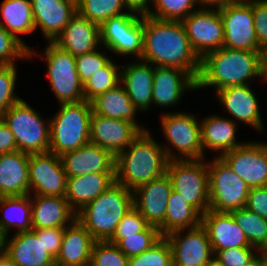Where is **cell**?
Wrapping results in <instances>:
<instances>
[{
	"label": "cell",
	"mask_w": 267,
	"mask_h": 266,
	"mask_svg": "<svg viewBox=\"0 0 267 266\" xmlns=\"http://www.w3.org/2000/svg\"><path fill=\"white\" fill-rule=\"evenodd\" d=\"M92 112L111 119L127 120L135 124L141 131L148 130L139 125L136 112L139 110L130 100L125 88L120 83L116 87L97 96L91 102ZM136 119V120H135Z\"/></svg>",
	"instance_id": "obj_32"
},
{
	"label": "cell",
	"mask_w": 267,
	"mask_h": 266,
	"mask_svg": "<svg viewBox=\"0 0 267 266\" xmlns=\"http://www.w3.org/2000/svg\"><path fill=\"white\" fill-rule=\"evenodd\" d=\"M65 227L43 229V244L45 250L56 259L62 244Z\"/></svg>",
	"instance_id": "obj_50"
},
{
	"label": "cell",
	"mask_w": 267,
	"mask_h": 266,
	"mask_svg": "<svg viewBox=\"0 0 267 266\" xmlns=\"http://www.w3.org/2000/svg\"><path fill=\"white\" fill-rule=\"evenodd\" d=\"M262 78L261 52L221 47L201 59L197 90L214 87L215 92L229 86L249 85Z\"/></svg>",
	"instance_id": "obj_2"
},
{
	"label": "cell",
	"mask_w": 267,
	"mask_h": 266,
	"mask_svg": "<svg viewBox=\"0 0 267 266\" xmlns=\"http://www.w3.org/2000/svg\"><path fill=\"white\" fill-rule=\"evenodd\" d=\"M213 253L214 261L221 266H248L260 255L255 247H234Z\"/></svg>",
	"instance_id": "obj_45"
},
{
	"label": "cell",
	"mask_w": 267,
	"mask_h": 266,
	"mask_svg": "<svg viewBox=\"0 0 267 266\" xmlns=\"http://www.w3.org/2000/svg\"><path fill=\"white\" fill-rule=\"evenodd\" d=\"M248 266H266V262L260 254L250 265Z\"/></svg>",
	"instance_id": "obj_56"
},
{
	"label": "cell",
	"mask_w": 267,
	"mask_h": 266,
	"mask_svg": "<svg viewBox=\"0 0 267 266\" xmlns=\"http://www.w3.org/2000/svg\"><path fill=\"white\" fill-rule=\"evenodd\" d=\"M128 12L138 14L140 16H148L152 8L154 0H123ZM152 1V2H151Z\"/></svg>",
	"instance_id": "obj_52"
},
{
	"label": "cell",
	"mask_w": 267,
	"mask_h": 266,
	"mask_svg": "<svg viewBox=\"0 0 267 266\" xmlns=\"http://www.w3.org/2000/svg\"><path fill=\"white\" fill-rule=\"evenodd\" d=\"M218 9L224 27L223 47L262 51L254 28L252 0H236Z\"/></svg>",
	"instance_id": "obj_12"
},
{
	"label": "cell",
	"mask_w": 267,
	"mask_h": 266,
	"mask_svg": "<svg viewBox=\"0 0 267 266\" xmlns=\"http://www.w3.org/2000/svg\"><path fill=\"white\" fill-rule=\"evenodd\" d=\"M95 241L90 232L76 219L65 227L55 266H90Z\"/></svg>",
	"instance_id": "obj_26"
},
{
	"label": "cell",
	"mask_w": 267,
	"mask_h": 266,
	"mask_svg": "<svg viewBox=\"0 0 267 266\" xmlns=\"http://www.w3.org/2000/svg\"><path fill=\"white\" fill-rule=\"evenodd\" d=\"M99 49L95 51L78 55L75 57L76 69L78 77L84 83L87 79L93 76L98 70L105 67L112 59L108 58L103 51ZM100 51V52H99Z\"/></svg>",
	"instance_id": "obj_47"
},
{
	"label": "cell",
	"mask_w": 267,
	"mask_h": 266,
	"mask_svg": "<svg viewBox=\"0 0 267 266\" xmlns=\"http://www.w3.org/2000/svg\"><path fill=\"white\" fill-rule=\"evenodd\" d=\"M236 0H197L201 7L218 8Z\"/></svg>",
	"instance_id": "obj_53"
},
{
	"label": "cell",
	"mask_w": 267,
	"mask_h": 266,
	"mask_svg": "<svg viewBox=\"0 0 267 266\" xmlns=\"http://www.w3.org/2000/svg\"><path fill=\"white\" fill-rule=\"evenodd\" d=\"M261 61H262V74H263L265 81H267V45H265L262 48Z\"/></svg>",
	"instance_id": "obj_54"
},
{
	"label": "cell",
	"mask_w": 267,
	"mask_h": 266,
	"mask_svg": "<svg viewBox=\"0 0 267 266\" xmlns=\"http://www.w3.org/2000/svg\"><path fill=\"white\" fill-rule=\"evenodd\" d=\"M193 50L202 59L223 47L224 27L218 8L200 7L182 20Z\"/></svg>",
	"instance_id": "obj_13"
},
{
	"label": "cell",
	"mask_w": 267,
	"mask_h": 266,
	"mask_svg": "<svg viewBox=\"0 0 267 266\" xmlns=\"http://www.w3.org/2000/svg\"><path fill=\"white\" fill-rule=\"evenodd\" d=\"M249 188L267 186V146L265 142H247L220 156Z\"/></svg>",
	"instance_id": "obj_16"
},
{
	"label": "cell",
	"mask_w": 267,
	"mask_h": 266,
	"mask_svg": "<svg viewBox=\"0 0 267 266\" xmlns=\"http://www.w3.org/2000/svg\"><path fill=\"white\" fill-rule=\"evenodd\" d=\"M209 209L230 212L246 206L249 187L219 156L207 161Z\"/></svg>",
	"instance_id": "obj_10"
},
{
	"label": "cell",
	"mask_w": 267,
	"mask_h": 266,
	"mask_svg": "<svg viewBox=\"0 0 267 266\" xmlns=\"http://www.w3.org/2000/svg\"><path fill=\"white\" fill-rule=\"evenodd\" d=\"M32 229L67 227L76 220V212L65 197L30 195Z\"/></svg>",
	"instance_id": "obj_27"
},
{
	"label": "cell",
	"mask_w": 267,
	"mask_h": 266,
	"mask_svg": "<svg viewBox=\"0 0 267 266\" xmlns=\"http://www.w3.org/2000/svg\"><path fill=\"white\" fill-rule=\"evenodd\" d=\"M122 67L120 83L139 111L146 112L152 105L153 65L138 59Z\"/></svg>",
	"instance_id": "obj_28"
},
{
	"label": "cell",
	"mask_w": 267,
	"mask_h": 266,
	"mask_svg": "<svg viewBox=\"0 0 267 266\" xmlns=\"http://www.w3.org/2000/svg\"><path fill=\"white\" fill-rule=\"evenodd\" d=\"M42 117L23 99L4 113L2 120L13 133L18 151L27 154L49 152L50 120L45 122Z\"/></svg>",
	"instance_id": "obj_6"
},
{
	"label": "cell",
	"mask_w": 267,
	"mask_h": 266,
	"mask_svg": "<svg viewBox=\"0 0 267 266\" xmlns=\"http://www.w3.org/2000/svg\"><path fill=\"white\" fill-rule=\"evenodd\" d=\"M201 224L208 233L212 250L252 247L230 212L209 209L202 215Z\"/></svg>",
	"instance_id": "obj_25"
},
{
	"label": "cell",
	"mask_w": 267,
	"mask_h": 266,
	"mask_svg": "<svg viewBox=\"0 0 267 266\" xmlns=\"http://www.w3.org/2000/svg\"><path fill=\"white\" fill-rule=\"evenodd\" d=\"M133 207V191L114 182L76 213V219L96 241L109 240L118 223Z\"/></svg>",
	"instance_id": "obj_4"
},
{
	"label": "cell",
	"mask_w": 267,
	"mask_h": 266,
	"mask_svg": "<svg viewBox=\"0 0 267 266\" xmlns=\"http://www.w3.org/2000/svg\"><path fill=\"white\" fill-rule=\"evenodd\" d=\"M42 60L47 63V77L59 103H77L85 100L83 83L78 77L75 56L48 41Z\"/></svg>",
	"instance_id": "obj_9"
},
{
	"label": "cell",
	"mask_w": 267,
	"mask_h": 266,
	"mask_svg": "<svg viewBox=\"0 0 267 266\" xmlns=\"http://www.w3.org/2000/svg\"><path fill=\"white\" fill-rule=\"evenodd\" d=\"M3 252L15 266H55V259L43 244V229L3 237Z\"/></svg>",
	"instance_id": "obj_18"
},
{
	"label": "cell",
	"mask_w": 267,
	"mask_h": 266,
	"mask_svg": "<svg viewBox=\"0 0 267 266\" xmlns=\"http://www.w3.org/2000/svg\"><path fill=\"white\" fill-rule=\"evenodd\" d=\"M52 42L75 57L95 51L101 44L99 25L76 12Z\"/></svg>",
	"instance_id": "obj_24"
},
{
	"label": "cell",
	"mask_w": 267,
	"mask_h": 266,
	"mask_svg": "<svg viewBox=\"0 0 267 266\" xmlns=\"http://www.w3.org/2000/svg\"><path fill=\"white\" fill-rule=\"evenodd\" d=\"M29 156L21 151L0 155V197L30 194Z\"/></svg>",
	"instance_id": "obj_30"
},
{
	"label": "cell",
	"mask_w": 267,
	"mask_h": 266,
	"mask_svg": "<svg viewBox=\"0 0 267 266\" xmlns=\"http://www.w3.org/2000/svg\"><path fill=\"white\" fill-rule=\"evenodd\" d=\"M165 237L171 246L173 266H208L214 260L211 242L202 224Z\"/></svg>",
	"instance_id": "obj_14"
},
{
	"label": "cell",
	"mask_w": 267,
	"mask_h": 266,
	"mask_svg": "<svg viewBox=\"0 0 267 266\" xmlns=\"http://www.w3.org/2000/svg\"><path fill=\"white\" fill-rule=\"evenodd\" d=\"M115 182V173H89L67 177L65 198L77 213Z\"/></svg>",
	"instance_id": "obj_31"
},
{
	"label": "cell",
	"mask_w": 267,
	"mask_h": 266,
	"mask_svg": "<svg viewBox=\"0 0 267 266\" xmlns=\"http://www.w3.org/2000/svg\"><path fill=\"white\" fill-rule=\"evenodd\" d=\"M17 82V69L15 64L0 65V119L13 104L22 98L14 93Z\"/></svg>",
	"instance_id": "obj_43"
},
{
	"label": "cell",
	"mask_w": 267,
	"mask_h": 266,
	"mask_svg": "<svg viewBox=\"0 0 267 266\" xmlns=\"http://www.w3.org/2000/svg\"><path fill=\"white\" fill-rule=\"evenodd\" d=\"M254 28L261 48L267 45V0H252Z\"/></svg>",
	"instance_id": "obj_48"
},
{
	"label": "cell",
	"mask_w": 267,
	"mask_h": 266,
	"mask_svg": "<svg viewBox=\"0 0 267 266\" xmlns=\"http://www.w3.org/2000/svg\"><path fill=\"white\" fill-rule=\"evenodd\" d=\"M101 46L111 53L141 59L143 54V16L123 13L99 26Z\"/></svg>",
	"instance_id": "obj_11"
},
{
	"label": "cell",
	"mask_w": 267,
	"mask_h": 266,
	"mask_svg": "<svg viewBox=\"0 0 267 266\" xmlns=\"http://www.w3.org/2000/svg\"><path fill=\"white\" fill-rule=\"evenodd\" d=\"M172 184L167 173L143 184L133 191V206L164 236V219Z\"/></svg>",
	"instance_id": "obj_17"
},
{
	"label": "cell",
	"mask_w": 267,
	"mask_h": 266,
	"mask_svg": "<svg viewBox=\"0 0 267 266\" xmlns=\"http://www.w3.org/2000/svg\"><path fill=\"white\" fill-rule=\"evenodd\" d=\"M0 266H15L10 258L4 253H0Z\"/></svg>",
	"instance_id": "obj_55"
},
{
	"label": "cell",
	"mask_w": 267,
	"mask_h": 266,
	"mask_svg": "<svg viewBox=\"0 0 267 266\" xmlns=\"http://www.w3.org/2000/svg\"><path fill=\"white\" fill-rule=\"evenodd\" d=\"M67 177L89 173H115V156L91 142L60 156Z\"/></svg>",
	"instance_id": "obj_21"
},
{
	"label": "cell",
	"mask_w": 267,
	"mask_h": 266,
	"mask_svg": "<svg viewBox=\"0 0 267 266\" xmlns=\"http://www.w3.org/2000/svg\"><path fill=\"white\" fill-rule=\"evenodd\" d=\"M208 266H221V265H219L217 262L213 260Z\"/></svg>",
	"instance_id": "obj_59"
},
{
	"label": "cell",
	"mask_w": 267,
	"mask_h": 266,
	"mask_svg": "<svg viewBox=\"0 0 267 266\" xmlns=\"http://www.w3.org/2000/svg\"><path fill=\"white\" fill-rule=\"evenodd\" d=\"M128 261L116 244L108 240L94 242L90 266H128Z\"/></svg>",
	"instance_id": "obj_42"
},
{
	"label": "cell",
	"mask_w": 267,
	"mask_h": 266,
	"mask_svg": "<svg viewBox=\"0 0 267 266\" xmlns=\"http://www.w3.org/2000/svg\"><path fill=\"white\" fill-rule=\"evenodd\" d=\"M30 1L35 31L40 28L48 41H53L77 12L74 0Z\"/></svg>",
	"instance_id": "obj_23"
},
{
	"label": "cell",
	"mask_w": 267,
	"mask_h": 266,
	"mask_svg": "<svg viewBox=\"0 0 267 266\" xmlns=\"http://www.w3.org/2000/svg\"><path fill=\"white\" fill-rule=\"evenodd\" d=\"M128 266H173L172 250L166 237L142 254L129 258Z\"/></svg>",
	"instance_id": "obj_41"
},
{
	"label": "cell",
	"mask_w": 267,
	"mask_h": 266,
	"mask_svg": "<svg viewBox=\"0 0 267 266\" xmlns=\"http://www.w3.org/2000/svg\"><path fill=\"white\" fill-rule=\"evenodd\" d=\"M197 0H154L152 9L148 16L158 20L182 21L191 12L197 10ZM194 9V10H193Z\"/></svg>",
	"instance_id": "obj_39"
},
{
	"label": "cell",
	"mask_w": 267,
	"mask_h": 266,
	"mask_svg": "<svg viewBox=\"0 0 267 266\" xmlns=\"http://www.w3.org/2000/svg\"><path fill=\"white\" fill-rule=\"evenodd\" d=\"M163 236L160 230L149 225L144 231L126 236L118 244L120 251L128 258L142 254L156 244Z\"/></svg>",
	"instance_id": "obj_40"
},
{
	"label": "cell",
	"mask_w": 267,
	"mask_h": 266,
	"mask_svg": "<svg viewBox=\"0 0 267 266\" xmlns=\"http://www.w3.org/2000/svg\"><path fill=\"white\" fill-rule=\"evenodd\" d=\"M125 3L123 0H78L77 12L91 22L99 26L111 17L121 15L124 12Z\"/></svg>",
	"instance_id": "obj_38"
},
{
	"label": "cell",
	"mask_w": 267,
	"mask_h": 266,
	"mask_svg": "<svg viewBox=\"0 0 267 266\" xmlns=\"http://www.w3.org/2000/svg\"><path fill=\"white\" fill-rule=\"evenodd\" d=\"M262 257L264 258L267 266V247L260 253Z\"/></svg>",
	"instance_id": "obj_57"
},
{
	"label": "cell",
	"mask_w": 267,
	"mask_h": 266,
	"mask_svg": "<svg viewBox=\"0 0 267 266\" xmlns=\"http://www.w3.org/2000/svg\"><path fill=\"white\" fill-rule=\"evenodd\" d=\"M142 131L127 120L94 114L90 117V142L114 156L124 151Z\"/></svg>",
	"instance_id": "obj_19"
},
{
	"label": "cell",
	"mask_w": 267,
	"mask_h": 266,
	"mask_svg": "<svg viewBox=\"0 0 267 266\" xmlns=\"http://www.w3.org/2000/svg\"><path fill=\"white\" fill-rule=\"evenodd\" d=\"M0 26L11 33L14 37L19 39L28 49L29 58L35 50L31 49L26 42L18 36L19 34H30L35 31V25L32 14V7L30 0H4L0 6Z\"/></svg>",
	"instance_id": "obj_33"
},
{
	"label": "cell",
	"mask_w": 267,
	"mask_h": 266,
	"mask_svg": "<svg viewBox=\"0 0 267 266\" xmlns=\"http://www.w3.org/2000/svg\"><path fill=\"white\" fill-rule=\"evenodd\" d=\"M2 210V211H1ZM0 234L7 237L12 228L16 233L32 231V203L30 194L0 197Z\"/></svg>",
	"instance_id": "obj_34"
},
{
	"label": "cell",
	"mask_w": 267,
	"mask_h": 266,
	"mask_svg": "<svg viewBox=\"0 0 267 266\" xmlns=\"http://www.w3.org/2000/svg\"><path fill=\"white\" fill-rule=\"evenodd\" d=\"M245 207L267 220V186L250 188Z\"/></svg>",
	"instance_id": "obj_49"
},
{
	"label": "cell",
	"mask_w": 267,
	"mask_h": 266,
	"mask_svg": "<svg viewBox=\"0 0 267 266\" xmlns=\"http://www.w3.org/2000/svg\"><path fill=\"white\" fill-rule=\"evenodd\" d=\"M30 195L65 197L67 175L60 156L52 152L30 154Z\"/></svg>",
	"instance_id": "obj_15"
},
{
	"label": "cell",
	"mask_w": 267,
	"mask_h": 266,
	"mask_svg": "<svg viewBox=\"0 0 267 266\" xmlns=\"http://www.w3.org/2000/svg\"><path fill=\"white\" fill-rule=\"evenodd\" d=\"M148 226L146 219L133 206L118 223L113 236L108 241L117 245L126 236L142 232Z\"/></svg>",
	"instance_id": "obj_46"
},
{
	"label": "cell",
	"mask_w": 267,
	"mask_h": 266,
	"mask_svg": "<svg viewBox=\"0 0 267 266\" xmlns=\"http://www.w3.org/2000/svg\"><path fill=\"white\" fill-rule=\"evenodd\" d=\"M249 85L229 86L215 92L216 98L230 116L263 132L264 123L261 117L258 98Z\"/></svg>",
	"instance_id": "obj_22"
},
{
	"label": "cell",
	"mask_w": 267,
	"mask_h": 266,
	"mask_svg": "<svg viewBox=\"0 0 267 266\" xmlns=\"http://www.w3.org/2000/svg\"><path fill=\"white\" fill-rule=\"evenodd\" d=\"M152 105L156 107L176 106L184 91L197 90V81L185 70L153 66Z\"/></svg>",
	"instance_id": "obj_20"
},
{
	"label": "cell",
	"mask_w": 267,
	"mask_h": 266,
	"mask_svg": "<svg viewBox=\"0 0 267 266\" xmlns=\"http://www.w3.org/2000/svg\"><path fill=\"white\" fill-rule=\"evenodd\" d=\"M18 151L16 140L9 126L0 119V155Z\"/></svg>",
	"instance_id": "obj_51"
},
{
	"label": "cell",
	"mask_w": 267,
	"mask_h": 266,
	"mask_svg": "<svg viewBox=\"0 0 267 266\" xmlns=\"http://www.w3.org/2000/svg\"><path fill=\"white\" fill-rule=\"evenodd\" d=\"M150 130L142 131L115 156V182L131 191L166 173L168 158Z\"/></svg>",
	"instance_id": "obj_3"
},
{
	"label": "cell",
	"mask_w": 267,
	"mask_h": 266,
	"mask_svg": "<svg viewBox=\"0 0 267 266\" xmlns=\"http://www.w3.org/2000/svg\"><path fill=\"white\" fill-rule=\"evenodd\" d=\"M201 221L202 215L180 194L172 190L164 219V236L177 230L197 227Z\"/></svg>",
	"instance_id": "obj_35"
},
{
	"label": "cell",
	"mask_w": 267,
	"mask_h": 266,
	"mask_svg": "<svg viewBox=\"0 0 267 266\" xmlns=\"http://www.w3.org/2000/svg\"><path fill=\"white\" fill-rule=\"evenodd\" d=\"M246 239L260 253L267 247V220L246 207L230 211Z\"/></svg>",
	"instance_id": "obj_36"
},
{
	"label": "cell",
	"mask_w": 267,
	"mask_h": 266,
	"mask_svg": "<svg viewBox=\"0 0 267 266\" xmlns=\"http://www.w3.org/2000/svg\"><path fill=\"white\" fill-rule=\"evenodd\" d=\"M166 173L173 191L201 215L209 210V172L204 159L169 160Z\"/></svg>",
	"instance_id": "obj_8"
},
{
	"label": "cell",
	"mask_w": 267,
	"mask_h": 266,
	"mask_svg": "<svg viewBox=\"0 0 267 266\" xmlns=\"http://www.w3.org/2000/svg\"><path fill=\"white\" fill-rule=\"evenodd\" d=\"M92 106L83 100L60 103V109L50 119L49 152L61 156L90 142Z\"/></svg>",
	"instance_id": "obj_5"
},
{
	"label": "cell",
	"mask_w": 267,
	"mask_h": 266,
	"mask_svg": "<svg viewBox=\"0 0 267 266\" xmlns=\"http://www.w3.org/2000/svg\"><path fill=\"white\" fill-rule=\"evenodd\" d=\"M238 123L234 119L223 118L216 114L200 120L203 159H205V149L219 151L217 156L220 157L223 153L245 144V142L236 141Z\"/></svg>",
	"instance_id": "obj_29"
},
{
	"label": "cell",
	"mask_w": 267,
	"mask_h": 266,
	"mask_svg": "<svg viewBox=\"0 0 267 266\" xmlns=\"http://www.w3.org/2000/svg\"><path fill=\"white\" fill-rule=\"evenodd\" d=\"M161 116L163 135L170 143L168 146L162 145L168 160L203 159L201 127L197 116L181 111L166 112Z\"/></svg>",
	"instance_id": "obj_7"
},
{
	"label": "cell",
	"mask_w": 267,
	"mask_h": 266,
	"mask_svg": "<svg viewBox=\"0 0 267 266\" xmlns=\"http://www.w3.org/2000/svg\"><path fill=\"white\" fill-rule=\"evenodd\" d=\"M19 58L29 59V49L0 26V65L16 64Z\"/></svg>",
	"instance_id": "obj_44"
},
{
	"label": "cell",
	"mask_w": 267,
	"mask_h": 266,
	"mask_svg": "<svg viewBox=\"0 0 267 266\" xmlns=\"http://www.w3.org/2000/svg\"><path fill=\"white\" fill-rule=\"evenodd\" d=\"M143 37V54L140 60L153 66L185 70L198 80L201 58L193 50L182 21L143 16Z\"/></svg>",
	"instance_id": "obj_1"
},
{
	"label": "cell",
	"mask_w": 267,
	"mask_h": 266,
	"mask_svg": "<svg viewBox=\"0 0 267 266\" xmlns=\"http://www.w3.org/2000/svg\"><path fill=\"white\" fill-rule=\"evenodd\" d=\"M3 252V236L0 234V253Z\"/></svg>",
	"instance_id": "obj_58"
},
{
	"label": "cell",
	"mask_w": 267,
	"mask_h": 266,
	"mask_svg": "<svg viewBox=\"0 0 267 266\" xmlns=\"http://www.w3.org/2000/svg\"><path fill=\"white\" fill-rule=\"evenodd\" d=\"M122 66L112 60L83 83V94L87 102L116 87L121 81Z\"/></svg>",
	"instance_id": "obj_37"
}]
</instances>
